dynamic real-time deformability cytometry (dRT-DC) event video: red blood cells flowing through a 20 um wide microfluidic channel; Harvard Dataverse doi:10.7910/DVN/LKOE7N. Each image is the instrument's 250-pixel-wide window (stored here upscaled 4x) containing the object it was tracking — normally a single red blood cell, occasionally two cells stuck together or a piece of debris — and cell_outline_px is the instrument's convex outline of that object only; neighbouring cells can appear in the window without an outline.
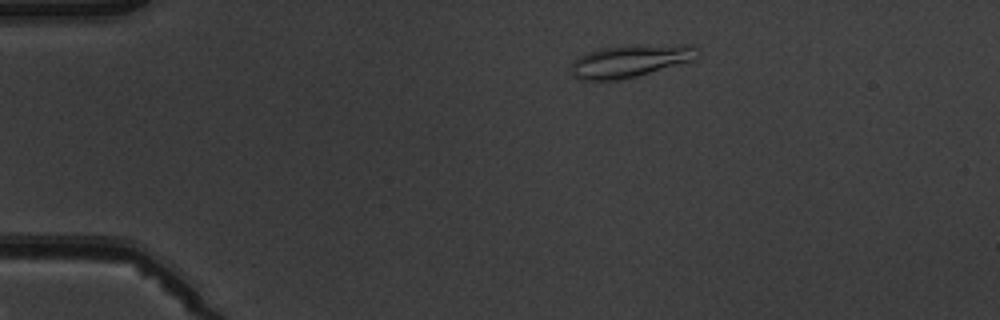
{"species": "common noctule bat (a hibernating species)", "species_latin": "Nyctalus noctula", "temperature_condition": "warm", "stored_images_in_passage": 5, "camera_frame_rate_fps": 3000, "um_per_image_px": 0.085, "animal": {"sex": "male", "body_mass_g": 19.5, "forearm_length_mm": 54.6}, "frame": {"image": 1, "passage_image": 2, "time_ms": 1.0, "image_size_px": [1000, 320], "cell_outline_px": [[700, 56], [696, 60], [636, 76], [616, 80], [580, 80], [572, 76], [572, 60], [588, 52], [604, 48], [680, 44], [696, 44], [700, 48]], "centroid_in_image_um": [53.67, 5.19], "position_along_channel_um": 31.3, "area_um2": 23.81}}
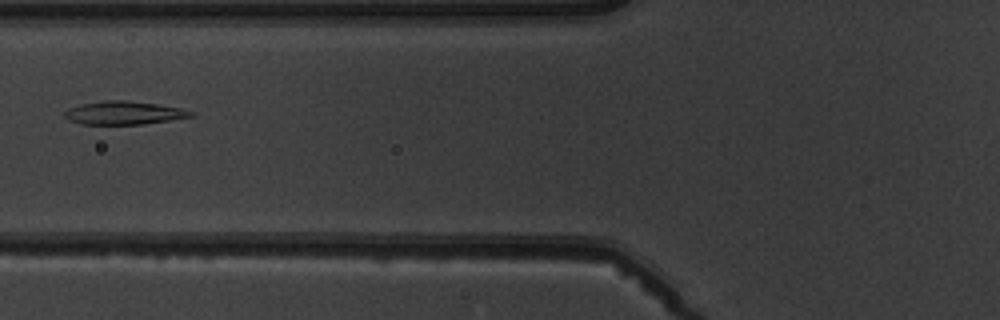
{"frame": {"image": 2, "passage_image": 5, "time_ms": 4.667, "image_size_px": [1000, 320], "cell_outline_px": [[192, 116], [144, 124], [80, 124], [68, 120], [64, 116], [64, 112], [68, 108], [80, 104], [104, 100], [124, 100], [156, 104], [180, 108], [192, 112]], "centroid_in_image_um": [10.44, 9.59], "position_along_channel_um": 115.4, "area_um2": 16.94}}